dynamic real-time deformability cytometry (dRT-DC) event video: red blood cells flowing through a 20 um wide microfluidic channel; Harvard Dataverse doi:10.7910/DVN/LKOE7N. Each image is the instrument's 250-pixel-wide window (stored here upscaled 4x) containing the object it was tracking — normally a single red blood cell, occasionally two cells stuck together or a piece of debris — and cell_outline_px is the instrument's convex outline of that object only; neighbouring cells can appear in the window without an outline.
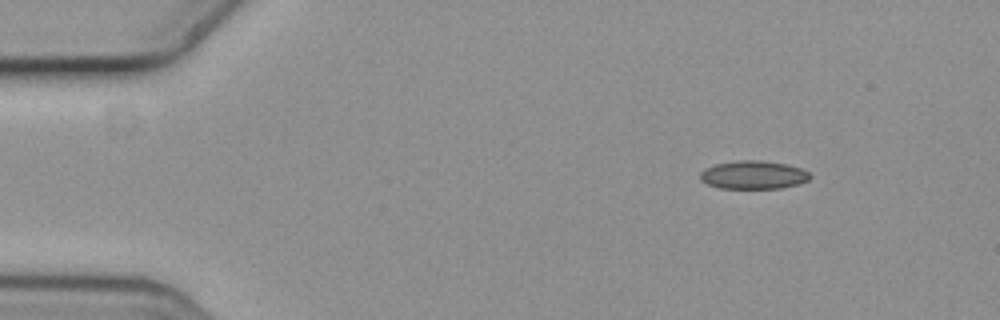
{"species": "common noctule bat (a hibernating species)", "species_latin": "Nyctalus noctula", "temperature_condition": "cold", "stored_images_in_passage": 6, "segment_of_instrument_passage": [2, 2], "camera_frame_rate_fps": 3000, "um_per_image_px": 0.085, "animal": {"sex": "female", "body_mass_g": 19.3, "forearm_length_mm": 54.1}, "frame": {"image": 1, "passage_image": 6, "time_ms": 1.667, "image_size_px": [1000, 320], "cell_outline_px": [[812, 176], [808, 180], [796, 184], [780, 188], [720, 188], [708, 184], [700, 180], [700, 172], [716, 164], [736, 160], [760, 160], [788, 164], [800, 168], [808, 172]], "centroid_in_image_um": [64.04, 14.86], "position_along_channel_um": 21.0, "area_um2": 17.98}}